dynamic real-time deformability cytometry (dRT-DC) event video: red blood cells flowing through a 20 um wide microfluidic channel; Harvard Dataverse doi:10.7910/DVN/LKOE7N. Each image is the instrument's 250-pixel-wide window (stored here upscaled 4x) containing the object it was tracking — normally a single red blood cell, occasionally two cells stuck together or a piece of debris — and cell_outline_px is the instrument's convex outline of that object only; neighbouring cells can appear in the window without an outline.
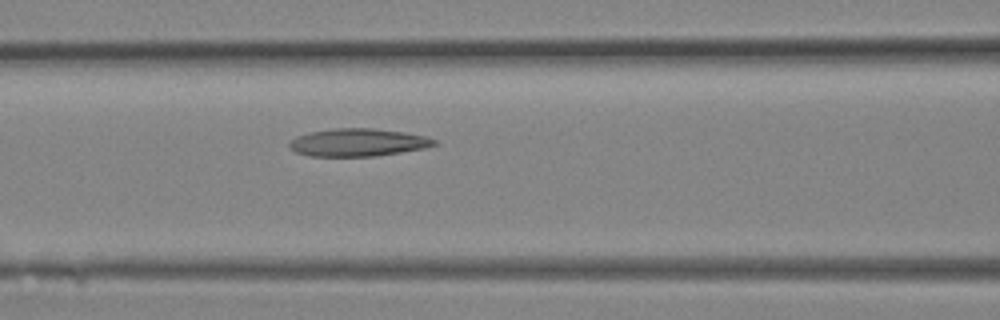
{"species": "Egyptian fruit bat (a non-hibernating species)", "species_latin": "Rousettus aegyptiacus", "temperature_condition": "room temperature", "stored_images_in_passage": 12, "camera_frame_rate_fps": 3000, "um_per_image_px": 0.085, "animal": {"sex": "female"}, "frame": {"image": 1, "passage_image": 12, "time_ms": 3.667, "image_size_px": [1000, 320], "cell_outline_px": [[440, 144], [424, 148], [376, 156], [308, 156], [296, 152], [288, 144], [296, 136], [308, 132], [332, 128], [372, 128], [404, 132], [428, 136], [436, 140]], "centroid_in_image_um": [30.45, 12.1], "position_along_channel_um": 136.1, "area_um2": 23.52}}